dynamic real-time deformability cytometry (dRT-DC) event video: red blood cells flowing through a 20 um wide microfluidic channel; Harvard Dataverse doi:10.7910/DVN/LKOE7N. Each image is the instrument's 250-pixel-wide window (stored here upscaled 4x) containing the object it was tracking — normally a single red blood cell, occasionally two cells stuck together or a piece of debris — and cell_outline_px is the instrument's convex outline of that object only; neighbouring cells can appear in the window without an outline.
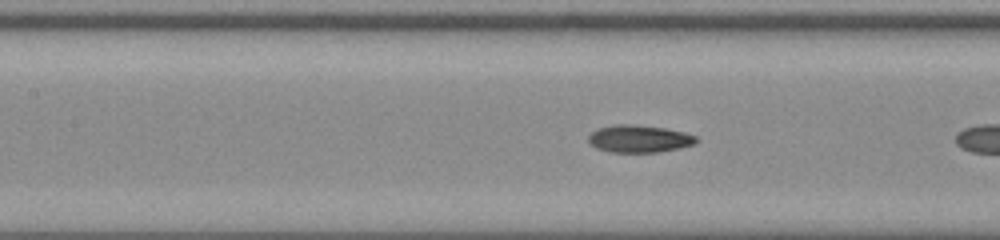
{"species": "common noctule bat (a hibernating species)", "species_latin": "Nyctalus noctula", "temperature_condition": "room temperature", "stored_images_in_passage": 9, "camera_frame_rate_fps": 3000, "um_per_image_px": 0.085, "animal": {"sex": "male", "body_mass_g": 20.0, "forearm_length_mm": 53.3}, "frame": {"image": 1, "passage_image": 8, "time_ms": 2.333, "image_size_px": [1000, 240], "cell_outline_px": [[700, 140], [696, 144], [680, 148], [656, 152], [612, 152], [596, 148], [588, 140], [588, 136], [592, 132], [600, 128], [616, 124], [632, 124], [664, 128], [684, 132], [696, 136]], "centroid_in_image_um": [54.37, 11.8], "position_along_channel_um": 153.0, "area_um2": 17.17}}